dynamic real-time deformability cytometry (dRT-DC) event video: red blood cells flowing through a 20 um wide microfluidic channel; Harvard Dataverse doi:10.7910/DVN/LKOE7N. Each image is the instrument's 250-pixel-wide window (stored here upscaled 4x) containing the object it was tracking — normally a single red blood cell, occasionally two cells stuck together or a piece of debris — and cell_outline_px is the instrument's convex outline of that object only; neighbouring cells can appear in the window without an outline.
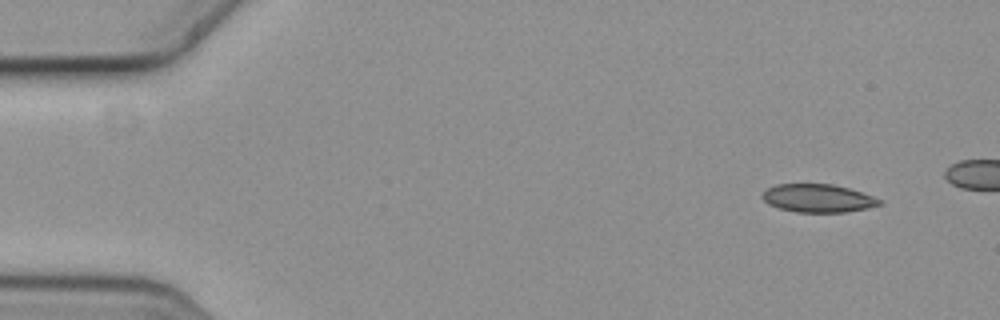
{"species": "common noctule bat (a hibernating species)", "species_latin": "Nyctalus noctula", "temperature_condition": "cold", "stored_images_in_passage": 5, "camera_frame_rate_fps": 3000, "um_per_image_px": 0.085, "animal": {"sex": "female", "body_mass_g": 19.3, "forearm_length_mm": 54.1}, "frame": {"image": 1, "passage_image": 1, "time_ms": 0.0, "image_size_px": [1000, 320], "cell_outline_px": [[884, 204], [868, 208], [844, 212], [796, 212], [780, 208], [768, 204], [760, 196], [768, 188], [776, 184], [832, 184], [848, 188], [884, 200]], "centroid_in_image_um": [69.55, 16.85], "position_along_channel_um": 15.5, "area_um2": 19.19}}